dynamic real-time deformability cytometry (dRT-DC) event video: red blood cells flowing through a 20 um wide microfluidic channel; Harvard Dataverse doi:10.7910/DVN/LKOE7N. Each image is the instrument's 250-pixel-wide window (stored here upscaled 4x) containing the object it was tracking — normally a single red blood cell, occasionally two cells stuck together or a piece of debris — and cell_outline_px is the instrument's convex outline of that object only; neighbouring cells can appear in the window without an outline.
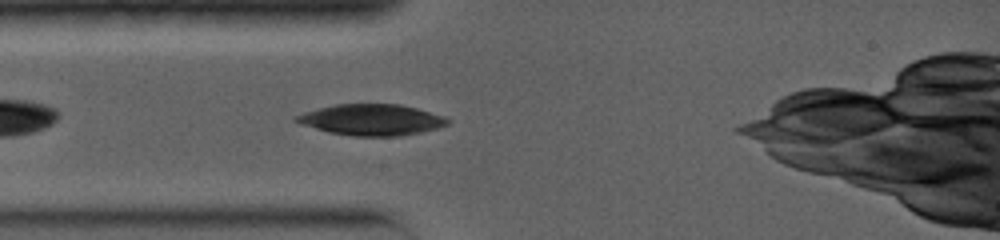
{"species": "common noctule bat (a hibernating species)", "species_latin": "Nyctalus noctula", "temperature_condition": "warm", "stored_images_in_passage": 30, "camera_frame_rate_fps": 5000, "um_per_image_px": 0.085, "animal": {"sex": "female", "body_mass_g": 19.0, "forearm_length_mm": 56.7}, "frame": {"image": 1, "passage_image": 5, "time_ms": 1.4, "image_size_px": [1000, 240], "cell_outline_px": [[448, 124], [436, 128], [420, 132], [400, 136], [352, 136], [328, 132], [300, 124], [292, 120], [292, 116], [304, 112], [336, 104], [400, 104], [416, 108], [444, 116], [448, 120]], "centroid_in_image_um": [31.52, 10.18], "position_along_channel_um": 53.5, "area_um2": 27.4}}
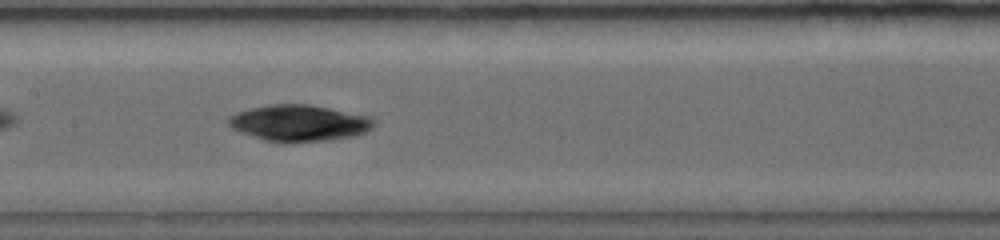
{"frame": {"image": 2, "passage_image": 13, "time_ms": 4.6, "image_size_px": [1000, 240], "cell_outline_px": [[376, 124], [372, 128], [364, 132], [352, 136], [328, 140], [264, 140], [240, 132], [232, 128], [228, 124], [228, 116], [236, 112], [248, 108], [268, 104], [308, 104], [368, 116], [376, 120]], "centroid_in_image_um": [25.4, 10.42], "position_along_channel_um": 182.0, "area_um2": 30.17}}
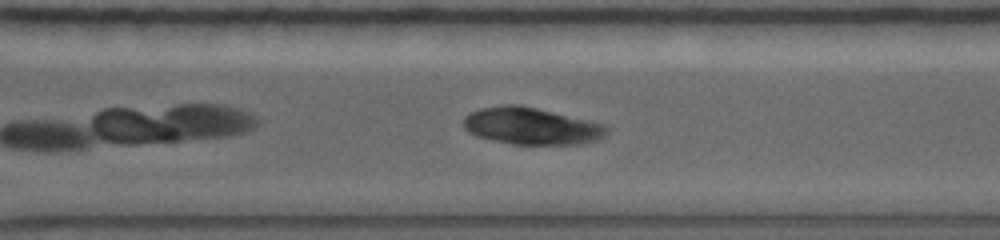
{"frame": {"image": 3, "passage_image": 22, "time_ms": 8.2, "image_size_px": [1000, 240], "cell_outline_px": [[608, 132], [604, 136], [596, 140], [576, 144], [512, 144], [476, 136], [468, 132], [464, 128], [464, 116], [468, 112], [480, 108], [508, 104], [520, 104], [604, 124], [608, 128]], "centroid_in_image_um": [45.12, 10.71], "position_along_channel_um": 325.5, "area_um2": 30.75}, "authors_computed_cell_mechanics": {"area_um2": 29.8248, "velocity_mm_per_s": 3.9972, "shape_relaxation_time_tau1_ms": 4.0007, "shape_relaxation_time_tau2_ms": null, "deformation_change_tau1": 0.0741, "deformation_change_tau2": null}}